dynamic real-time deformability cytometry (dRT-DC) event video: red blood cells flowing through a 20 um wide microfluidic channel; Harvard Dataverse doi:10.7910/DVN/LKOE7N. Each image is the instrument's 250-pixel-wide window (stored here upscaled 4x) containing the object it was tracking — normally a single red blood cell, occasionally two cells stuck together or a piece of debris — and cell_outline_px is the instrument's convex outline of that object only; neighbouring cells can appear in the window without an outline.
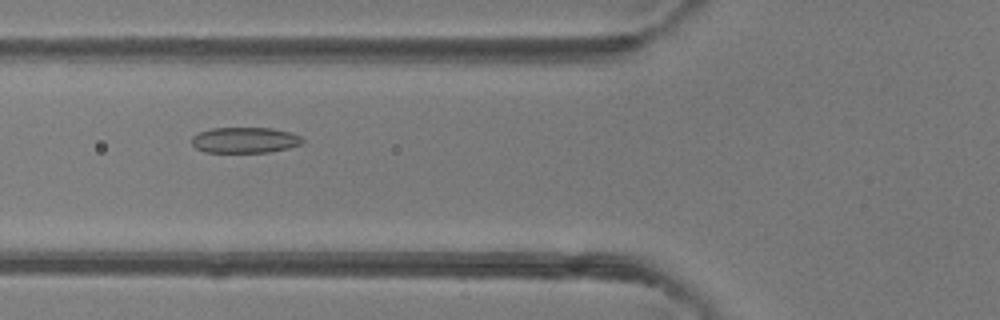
{"species": "common noctule bat (a hibernating species)", "species_latin": "Nyctalus noctula", "temperature_condition": "room temperature", "stored_images_in_passage": 16, "camera_frame_rate_fps": 3000, "um_per_image_px": 0.085, "animal": {"sex": "female"}, "frame": {"image": 1, "passage_image": 4, "time_ms": 1.0, "image_size_px": [1000, 320], "cell_outline_px": [[304, 140], [300, 144], [288, 148], [268, 152], [204, 152], [196, 148], [192, 144], [192, 136], [200, 132], [212, 128], [272, 128], [292, 132], [300, 136]], "centroid_in_image_um": [20.81, 11.9], "position_along_channel_um": 105.0, "area_um2": 16.59}}
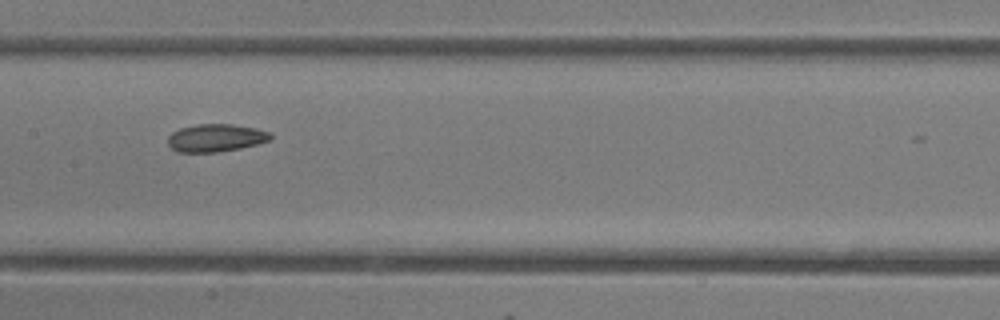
{"frame": {"image": 2, "passage_image": 10, "time_ms": 3.0, "image_size_px": [1000, 320], "cell_outline_px": [[272, 140], [240, 148], [216, 152], [176, 152], [168, 144], [168, 136], [172, 132], [180, 128], [196, 124], [232, 124], [256, 128], [268, 132], [272, 136]], "centroid_in_image_um": [18.33, 11.71], "position_along_channel_um": 189.1, "area_um2": 16.59}}
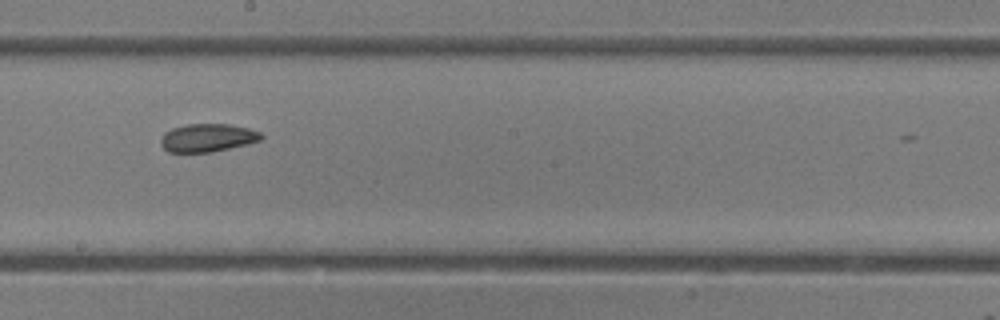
{"frame": {"image": 3, "passage_image": 13, "time_ms": 4.0, "image_size_px": [1000, 320], "cell_outline_px": [[264, 136], [260, 140], [248, 144], [212, 152], [168, 152], [160, 144], [160, 140], [164, 132], [172, 128], [188, 124], [228, 124], [248, 128], [260, 132]], "centroid_in_image_um": [17.63, 11.71], "position_along_channel_um": 230.6, "area_um2": 16.47}}